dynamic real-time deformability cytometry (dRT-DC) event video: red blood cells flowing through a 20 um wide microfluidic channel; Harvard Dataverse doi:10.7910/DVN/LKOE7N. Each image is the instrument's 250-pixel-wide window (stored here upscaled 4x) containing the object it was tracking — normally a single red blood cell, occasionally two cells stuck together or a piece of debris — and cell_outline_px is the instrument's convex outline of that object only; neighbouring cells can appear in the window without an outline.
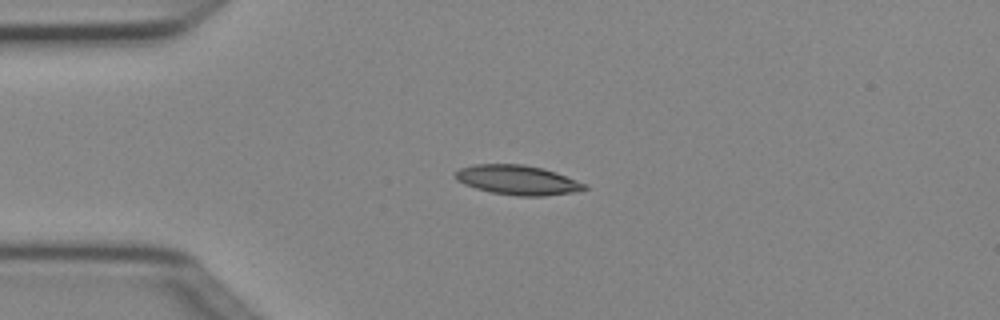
{"species": "Egyptian fruit bat (a non-hibernating species)", "species_latin": "Rousettus aegyptiacus", "temperature_condition": "cold", "stored_images_in_passage": 4, "camera_frame_rate_fps": 3000, "um_per_image_px": 0.085, "animal": {"sex": "female"}, "frame": {"image": 1, "passage_image": 2, "time_ms": 0.333, "image_size_px": [1000, 320], "cell_outline_px": [[588, 188], [572, 192], [544, 196], [516, 196], [492, 192], [476, 188], [464, 184], [456, 180], [456, 172], [460, 168], [472, 164], [524, 164], [544, 168], [556, 172], [588, 184]], "centroid_in_image_um": [44.01, 15.29], "position_along_channel_um": 41.0, "area_um2": 22.31}}
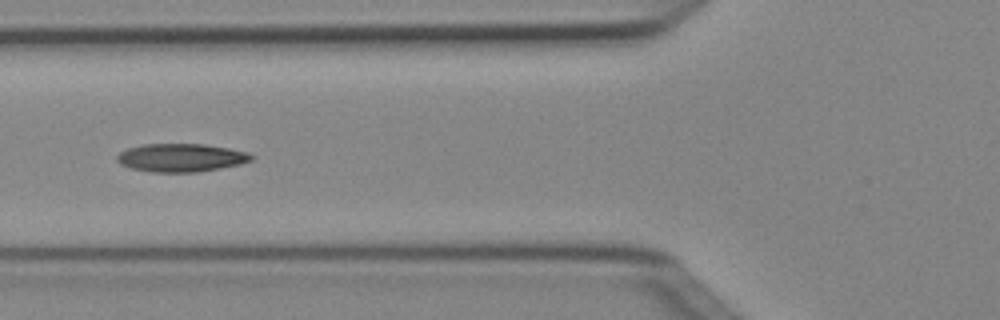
{"frame": {"image": 2, "passage_image": 4, "time_ms": 1.0, "image_size_px": [1000, 320], "cell_outline_px": [[256, 156], [252, 160], [240, 164], [220, 168], [196, 172], [152, 172], [132, 168], [120, 164], [116, 160], [116, 156], [120, 152], [128, 148], [144, 144], [204, 144], [228, 148], [248, 152]], "centroid_in_image_um": [15.4, 13.4], "position_along_channel_um": 110.4, "area_um2": 22.08}}